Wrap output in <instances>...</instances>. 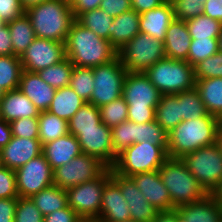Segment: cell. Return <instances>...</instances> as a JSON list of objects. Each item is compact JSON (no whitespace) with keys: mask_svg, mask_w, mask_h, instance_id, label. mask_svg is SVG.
<instances>
[{"mask_svg":"<svg viewBox=\"0 0 222 222\" xmlns=\"http://www.w3.org/2000/svg\"><path fill=\"white\" fill-rule=\"evenodd\" d=\"M99 110L102 123L110 128L128 120V105L123 96L99 107Z\"/></svg>","mask_w":222,"mask_h":222,"instance_id":"41","label":"cell"},{"mask_svg":"<svg viewBox=\"0 0 222 222\" xmlns=\"http://www.w3.org/2000/svg\"><path fill=\"white\" fill-rule=\"evenodd\" d=\"M40 112L19 89L5 92L0 99V119L9 123L19 118L38 117Z\"/></svg>","mask_w":222,"mask_h":222,"instance_id":"24","label":"cell"},{"mask_svg":"<svg viewBox=\"0 0 222 222\" xmlns=\"http://www.w3.org/2000/svg\"><path fill=\"white\" fill-rule=\"evenodd\" d=\"M37 38L65 43L75 20L69 2L49 0L25 10Z\"/></svg>","mask_w":222,"mask_h":222,"instance_id":"3","label":"cell"},{"mask_svg":"<svg viewBox=\"0 0 222 222\" xmlns=\"http://www.w3.org/2000/svg\"><path fill=\"white\" fill-rule=\"evenodd\" d=\"M13 44V54L21 57L36 38L32 24L24 13L21 17L7 23Z\"/></svg>","mask_w":222,"mask_h":222,"instance_id":"29","label":"cell"},{"mask_svg":"<svg viewBox=\"0 0 222 222\" xmlns=\"http://www.w3.org/2000/svg\"><path fill=\"white\" fill-rule=\"evenodd\" d=\"M111 140L114 153L117 156L136 143V123L127 120L111 128Z\"/></svg>","mask_w":222,"mask_h":222,"instance_id":"42","label":"cell"},{"mask_svg":"<svg viewBox=\"0 0 222 222\" xmlns=\"http://www.w3.org/2000/svg\"><path fill=\"white\" fill-rule=\"evenodd\" d=\"M191 40L186 21L174 19L169 25L165 40L163 41L165 56L171 59L186 61Z\"/></svg>","mask_w":222,"mask_h":222,"instance_id":"25","label":"cell"},{"mask_svg":"<svg viewBox=\"0 0 222 222\" xmlns=\"http://www.w3.org/2000/svg\"><path fill=\"white\" fill-rule=\"evenodd\" d=\"M108 167L97 157L81 153L53 171V185L67 190L99 177Z\"/></svg>","mask_w":222,"mask_h":222,"instance_id":"12","label":"cell"},{"mask_svg":"<svg viewBox=\"0 0 222 222\" xmlns=\"http://www.w3.org/2000/svg\"><path fill=\"white\" fill-rule=\"evenodd\" d=\"M122 96L128 105V121L143 124L155 120L161 94L144 73L127 72Z\"/></svg>","mask_w":222,"mask_h":222,"instance_id":"4","label":"cell"},{"mask_svg":"<svg viewBox=\"0 0 222 222\" xmlns=\"http://www.w3.org/2000/svg\"><path fill=\"white\" fill-rule=\"evenodd\" d=\"M127 70L117 56L112 61L93 67L94 89L89 103L98 108L122 96Z\"/></svg>","mask_w":222,"mask_h":222,"instance_id":"11","label":"cell"},{"mask_svg":"<svg viewBox=\"0 0 222 222\" xmlns=\"http://www.w3.org/2000/svg\"><path fill=\"white\" fill-rule=\"evenodd\" d=\"M65 58V43L36 37L20 57V61L23 70L38 72Z\"/></svg>","mask_w":222,"mask_h":222,"instance_id":"14","label":"cell"},{"mask_svg":"<svg viewBox=\"0 0 222 222\" xmlns=\"http://www.w3.org/2000/svg\"><path fill=\"white\" fill-rule=\"evenodd\" d=\"M81 153L79 141L70 133L42 145V154L53 170Z\"/></svg>","mask_w":222,"mask_h":222,"instance_id":"23","label":"cell"},{"mask_svg":"<svg viewBox=\"0 0 222 222\" xmlns=\"http://www.w3.org/2000/svg\"><path fill=\"white\" fill-rule=\"evenodd\" d=\"M3 166L2 164V159H1V154H0V168Z\"/></svg>","mask_w":222,"mask_h":222,"instance_id":"67","label":"cell"},{"mask_svg":"<svg viewBox=\"0 0 222 222\" xmlns=\"http://www.w3.org/2000/svg\"><path fill=\"white\" fill-rule=\"evenodd\" d=\"M17 198L0 199V222H14Z\"/></svg>","mask_w":222,"mask_h":222,"instance_id":"52","label":"cell"},{"mask_svg":"<svg viewBox=\"0 0 222 222\" xmlns=\"http://www.w3.org/2000/svg\"><path fill=\"white\" fill-rule=\"evenodd\" d=\"M218 52L222 53V30H221L219 38H218Z\"/></svg>","mask_w":222,"mask_h":222,"instance_id":"62","label":"cell"},{"mask_svg":"<svg viewBox=\"0 0 222 222\" xmlns=\"http://www.w3.org/2000/svg\"><path fill=\"white\" fill-rule=\"evenodd\" d=\"M25 13L19 0H0V18L9 23Z\"/></svg>","mask_w":222,"mask_h":222,"instance_id":"49","label":"cell"},{"mask_svg":"<svg viewBox=\"0 0 222 222\" xmlns=\"http://www.w3.org/2000/svg\"><path fill=\"white\" fill-rule=\"evenodd\" d=\"M175 210L178 212V222H222V205L213 194Z\"/></svg>","mask_w":222,"mask_h":222,"instance_id":"20","label":"cell"},{"mask_svg":"<svg viewBox=\"0 0 222 222\" xmlns=\"http://www.w3.org/2000/svg\"><path fill=\"white\" fill-rule=\"evenodd\" d=\"M175 19L172 2H164L158 7L140 14V32L161 41L165 40L169 25Z\"/></svg>","mask_w":222,"mask_h":222,"instance_id":"22","label":"cell"},{"mask_svg":"<svg viewBox=\"0 0 222 222\" xmlns=\"http://www.w3.org/2000/svg\"><path fill=\"white\" fill-rule=\"evenodd\" d=\"M139 20L140 14L134 9L123 12L113 19L109 28V42L117 51L140 32Z\"/></svg>","mask_w":222,"mask_h":222,"instance_id":"26","label":"cell"},{"mask_svg":"<svg viewBox=\"0 0 222 222\" xmlns=\"http://www.w3.org/2000/svg\"><path fill=\"white\" fill-rule=\"evenodd\" d=\"M118 57L127 72L144 73L157 61L166 57L164 43L139 32L118 51Z\"/></svg>","mask_w":222,"mask_h":222,"instance_id":"8","label":"cell"},{"mask_svg":"<svg viewBox=\"0 0 222 222\" xmlns=\"http://www.w3.org/2000/svg\"><path fill=\"white\" fill-rule=\"evenodd\" d=\"M218 52V39H192L187 62L195 66Z\"/></svg>","mask_w":222,"mask_h":222,"instance_id":"43","label":"cell"},{"mask_svg":"<svg viewBox=\"0 0 222 222\" xmlns=\"http://www.w3.org/2000/svg\"><path fill=\"white\" fill-rule=\"evenodd\" d=\"M201 100L208 114L222 118V78H208L195 80Z\"/></svg>","mask_w":222,"mask_h":222,"instance_id":"27","label":"cell"},{"mask_svg":"<svg viewBox=\"0 0 222 222\" xmlns=\"http://www.w3.org/2000/svg\"><path fill=\"white\" fill-rule=\"evenodd\" d=\"M6 24L1 18H0V28L3 27Z\"/></svg>","mask_w":222,"mask_h":222,"instance_id":"65","label":"cell"},{"mask_svg":"<svg viewBox=\"0 0 222 222\" xmlns=\"http://www.w3.org/2000/svg\"><path fill=\"white\" fill-rule=\"evenodd\" d=\"M0 154L3 166L15 171L42 154V145L39 138L12 136Z\"/></svg>","mask_w":222,"mask_h":222,"instance_id":"17","label":"cell"},{"mask_svg":"<svg viewBox=\"0 0 222 222\" xmlns=\"http://www.w3.org/2000/svg\"><path fill=\"white\" fill-rule=\"evenodd\" d=\"M168 158L167 150L162 145H152L148 141L134 143L117 155L111 169L123 176L159 170Z\"/></svg>","mask_w":222,"mask_h":222,"instance_id":"7","label":"cell"},{"mask_svg":"<svg viewBox=\"0 0 222 222\" xmlns=\"http://www.w3.org/2000/svg\"><path fill=\"white\" fill-rule=\"evenodd\" d=\"M152 222H178V212L175 209L158 212Z\"/></svg>","mask_w":222,"mask_h":222,"instance_id":"58","label":"cell"},{"mask_svg":"<svg viewBox=\"0 0 222 222\" xmlns=\"http://www.w3.org/2000/svg\"><path fill=\"white\" fill-rule=\"evenodd\" d=\"M180 100V110L183 121L197 119L208 114L203 101L194 87L176 94Z\"/></svg>","mask_w":222,"mask_h":222,"instance_id":"38","label":"cell"},{"mask_svg":"<svg viewBox=\"0 0 222 222\" xmlns=\"http://www.w3.org/2000/svg\"><path fill=\"white\" fill-rule=\"evenodd\" d=\"M207 0H173L174 17L176 20L187 21L203 14Z\"/></svg>","mask_w":222,"mask_h":222,"instance_id":"45","label":"cell"},{"mask_svg":"<svg viewBox=\"0 0 222 222\" xmlns=\"http://www.w3.org/2000/svg\"><path fill=\"white\" fill-rule=\"evenodd\" d=\"M4 91L0 88V99L4 96Z\"/></svg>","mask_w":222,"mask_h":222,"instance_id":"66","label":"cell"},{"mask_svg":"<svg viewBox=\"0 0 222 222\" xmlns=\"http://www.w3.org/2000/svg\"><path fill=\"white\" fill-rule=\"evenodd\" d=\"M182 160L208 194L222 183V154L216 143L199 148Z\"/></svg>","mask_w":222,"mask_h":222,"instance_id":"9","label":"cell"},{"mask_svg":"<svg viewBox=\"0 0 222 222\" xmlns=\"http://www.w3.org/2000/svg\"><path fill=\"white\" fill-rule=\"evenodd\" d=\"M191 39H218L222 30V22L205 14L186 21Z\"/></svg>","mask_w":222,"mask_h":222,"instance_id":"35","label":"cell"},{"mask_svg":"<svg viewBox=\"0 0 222 222\" xmlns=\"http://www.w3.org/2000/svg\"><path fill=\"white\" fill-rule=\"evenodd\" d=\"M43 216L68 206L67 192L56 185H51L31 197Z\"/></svg>","mask_w":222,"mask_h":222,"instance_id":"31","label":"cell"},{"mask_svg":"<svg viewBox=\"0 0 222 222\" xmlns=\"http://www.w3.org/2000/svg\"><path fill=\"white\" fill-rule=\"evenodd\" d=\"M212 194L214 195L217 202L222 205V183Z\"/></svg>","mask_w":222,"mask_h":222,"instance_id":"60","label":"cell"},{"mask_svg":"<svg viewBox=\"0 0 222 222\" xmlns=\"http://www.w3.org/2000/svg\"><path fill=\"white\" fill-rule=\"evenodd\" d=\"M174 209L203 199L208 193L181 158L168 157L158 170Z\"/></svg>","mask_w":222,"mask_h":222,"instance_id":"5","label":"cell"},{"mask_svg":"<svg viewBox=\"0 0 222 222\" xmlns=\"http://www.w3.org/2000/svg\"><path fill=\"white\" fill-rule=\"evenodd\" d=\"M69 86L85 102H89L94 89L93 68L74 66Z\"/></svg>","mask_w":222,"mask_h":222,"instance_id":"39","label":"cell"},{"mask_svg":"<svg viewBox=\"0 0 222 222\" xmlns=\"http://www.w3.org/2000/svg\"><path fill=\"white\" fill-rule=\"evenodd\" d=\"M219 127L220 119L211 114L181 121L168 133V157L182 159L199 148L215 144Z\"/></svg>","mask_w":222,"mask_h":222,"instance_id":"2","label":"cell"},{"mask_svg":"<svg viewBox=\"0 0 222 222\" xmlns=\"http://www.w3.org/2000/svg\"><path fill=\"white\" fill-rule=\"evenodd\" d=\"M78 222H97L96 220L93 219H80Z\"/></svg>","mask_w":222,"mask_h":222,"instance_id":"64","label":"cell"},{"mask_svg":"<svg viewBox=\"0 0 222 222\" xmlns=\"http://www.w3.org/2000/svg\"><path fill=\"white\" fill-rule=\"evenodd\" d=\"M164 3L163 0H131L132 9L139 14L154 9Z\"/></svg>","mask_w":222,"mask_h":222,"instance_id":"56","label":"cell"},{"mask_svg":"<svg viewBox=\"0 0 222 222\" xmlns=\"http://www.w3.org/2000/svg\"><path fill=\"white\" fill-rule=\"evenodd\" d=\"M102 124L100 110L92 103L85 102L79 110L68 121V130L76 135L79 130L97 129Z\"/></svg>","mask_w":222,"mask_h":222,"instance_id":"33","label":"cell"},{"mask_svg":"<svg viewBox=\"0 0 222 222\" xmlns=\"http://www.w3.org/2000/svg\"><path fill=\"white\" fill-rule=\"evenodd\" d=\"M73 67L71 61L65 58L60 63L39 70L37 73L45 83L58 89L69 86Z\"/></svg>","mask_w":222,"mask_h":222,"instance_id":"37","label":"cell"},{"mask_svg":"<svg viewBox=\"0 0 222 222\" xmlns=\"http://www.w3.org/2000/svg\"><path fill=\"white\" fill-rule=\"evenodd\" d=\"M102 0H71L69 3L72 9L74 19H76L80 14L99 9Z\"/></svg>","mask_w":222,"mask_h":222,"instance_id":"53","label":"cell"},{"mask_svg":"<svg viewBox=\"0 0 222 222\" xmlns=\"http://www.w3.org/2000/svg\"><path fill=\"white\" fill-rule=\"evenodd\" d=\"M99 9L115 18L132 9L131 0H102Z\"/></svg>","mask_w":222,"mask_h":222,"instance_id":"50","label":"cell"},{"mask_svg":"<svg viewBox=\"0 0 222 222\" xmlns=\"http://www.w3.org/2000/svg\"><path fill=\"white\" fill-rule=\"evenodd\" d=\"M111 178V168L99 177L66 190L68 205L83 219L97 220L105 183Z\"/></svg>","mask_w":222,"mask_h":222,"instance_id":"10","label":"cell"},{"mask_svg":"<svg viewBox=\"0 0 222 222\" xmlns=\"http://www.w3.org/2000/svg\"><path fill=\"white\" fill-rule=\"evenodd\" d=\"M53 171L43 154L15 170L19 197L31 198L41 190L53 185Z\"/></svg>","mask_w":222,"mask_h":222,"instance_id":"13","label":"cell"},{"mask_svg":"<svg viewBox=\"0 0 222 222\" xmlns=\"http://www.w3.org/2000/svg\"><path fill=\"white\" fill-rule=\"evenodd\" d=\"M40 111H47L56 89L45 83L37 72L23 70L18 88Z\"/></svg>","mask_w":222,"mask_h":222,"instance_id":"21","label":"cell"},{"mask_svg":"<svg viewBox=\"0 0 222 222\" xmlns=\"http://www.w3.org/2000/svg\"><path fill=\"white\" fill-rule=\"evenodd\" d=\"M22 71L20 57L0 56V88L4 92L18 89Z\"/></svg>","mask_w":222,"mask_h":222,"instance_id":"34","label":"cell"},{"mask_svg":"<svg viewBox=\"0 0 222 222\" xmlns=\"http://www.w3.org/2000/svg\"><path fill=\"white\" fill-rule=\"evenodd\" d=\"M83 104L85 101L70 86H67L56 89L47 111L68 122Z\"/></svg>","mask_w":222,"mask_h":222,"instance_id":"28","label":"cell"},{"mask_svg":"<svg viewBox=\"0 0 222 222\" xmlns=\"http://www.w3.org/2000/svg\"><path fill=\"white\" fill-rule=\"evenodd\" d=\"M75 137L82 153L97 157L108 168L114 165L117 156L112 145L110 127L102 123L97 129L79 130Z\"/></svg>","mask_w":222,"mask_h":222,"instance_id":"15","label":"cell"},{"mask_svg":"<svg viewBox=\"0 0 222 222\" xmlns=\"http://www.w3.org/2000/svg\"><path fill=\"white\" fill-rule=\"evenodd\" d=\"M155 120L167 133L183 121L180 110V100L176 94L161 95L156 107Z\"/></svg>","mask_w":222,"mask_h":222,"instance_id":"30","label":"cell"},{"mask_svg":"<svg viewBox=\"0 0 222 222\" xmlns=\"http://www.w3.org/2000/svg\"><path fill=\"white\" fill-rule=\"evenodd\" d=\"M39 140L41 145L63 137L69 133L68 122L58 116L41 111L38 116Z\"/></svg>","mask_w":222,"mask_h":222,"instance_id":"32","label":"cell"},{"mask_svg":"<svg viewBox=\"0 0 222 222\" xmlns=\"http://www.w3.org/2000/svg\"><path fill=\"white\" fill-rule=\"evenodd\" d=\"M12 132L10 123L0 119V150L6 146V144L11 140Z\"/></svg>","mask_w":222,"mask_h":222,"instance_id":"57","label":"cell"},{"mask_svg":"<svg viewBox=\"0 0 222 222\" xmlns=\"http://www.w3.org/2000/svg\"><path fill=\"white\" fill-rule=\"evenodd\" d=\"M19 1H20L22 8L24 10H27L28 8H30L32 6L41 4V3L45 2V1H49V0H19Z\"/></svg>","mask_w":222,"mask_h":222,"instance_id":"59","label":"cell"},{"mask_svg":"<svg viewBox=\"0 0 222 222\" xmlns=\"http://www.w3.org/2000/svg\"><path fill=\"white\" fill-rule=\"evenodd\" d=\"M137 188L143 193L144 198L159 212L171 211V197L163 184L158 170L139 173L131 176Z\"/></svg>","mask_w":222,"mask_h":222,"instance_id":"18","label":"cell"},{"mask_svg":"<svg viewBox=\"0 0 222 222\" xmlns=\"http://www.w3.org/2000/svg\"><path fill=\"white\" fill-rule=\"evenodd\" d=\"M216 144L218 145L220 152L222 154V128L219 127L217 138H216Z\"/></svg>","mask_w":222,"mask_h":222,"instance_id":"61","label":"cell"},{"mask_svg":"<svg viewBox=\"0 0 222 222\" xmlns=\"http://www.w3.org/2000/svg\"><path fill=\"white\" fill-rule=\"evenodd\" d=\"M12 136L39 138L38 117H24L10 122Z\"/></svg>","mask_w":222,"mask_h":222,"instance_id":"47","label":"cell"},{"mask_svg":"<svg viewBox=\"0 0 222 222\" xmlns=\"http://www.w3.org/2000/svg\"><path fill=\"white\" fill-rule=\"evenodd\" d=\"M222 78V53L217 52L194 66L195 80Z\"/></svg>","mask_w":222,"mask_h":222,"instance_id":"44","label":"cell"},{"mask_svg":"<svg viewBox=\"0 0 222 222\" xmlns=\"http://www.w3.org/2000/svg\"><path fill=\"white\" fill-rule=\"evenodd\" d=\"M131 219L127 201L119 185L110 178L104 185L99 217L96 221H125Z\"/></svg>","mask_w":222,"mask_h":222,"instance_id":"19","label":"cell"},{"mask_svg":"<svg viewBox=\"0 0 222 222\" xmlns=\"http://www.w3.org/2000/svg\"><path fill=\"white\" fill-rule=\"evenodd\" d=\"M148 141L152 145H162L168 149V133L156 121L136 123V143Z\"/></svg>","mask_w":222,"mask_h":222,"instance_id":"40","label":"cell"},{"mask_svg":"<svg viewBox=\"0 0 222 222\" xmlns=\"http://www.w3.org/2000/svg\"><path fill=\"white\" fill-rule=\"evenodd\" d=\"M164 2H172L173 0H163Z\"/></svg>","mask_w":222,"mask_h":222,"instance_id":"68","label":"cell"},{"mask_svg":"<svg viewBox=\"0 0 222 222\" xmlns=\"http://www.w3.org/2000/svg\"><path fill=\"white\" fill-rule=\"evenodd\" d=\"M144 74L161 95H175L195 87L194 67L187 61L163 58Z\"/></svg>","mask_w":222,"mask_h":222,"instance_id":"6","label":"cell"},{"mask_svg":"<svg viewBox=\"0 0 222 222\" xmlns=\"http://www.w3.org/2000/svg\"><path fill=\"white\" fill-rule=\"evenodd\" d=\"M18 197L15 171L2 166L0 168V199Z\"/></svg>","mask_w":222,"mask_h":222,"instance_id":"48","label":"cell"},{"mask_svg":"<svg viewBox=\"0 0 222 222\" xmlns=\"http://www.w3.org/2000/svg\"><path fill=\"white\" fill-rule=\"evenodd\" d=\"M97 222H113V221H97ZM118 222H137V221L134 220V219H128V220H125V221H118Z\"/></svg>","mask_w":222,"mask_h":222,"instance_id":"63","label":"cell"},{"mask_svg":"<svg viewBox=\"0 0 222 222\" xmlns=\"http://www.w3.org/2000/svg\"><path fill=\"white\" fill-rule=\"evenodd\" d=\"M220 127L222 128V118L220 119Z\"/></svg>","mask_w":222,"mask_h":222,"instance_id":"69","label":"cell"},{"mask_svg":"<svg viewBox=\"0 0 222 222\" xmlns=\"http://www.w3.org/2000/svg\"><path fill=\"white\" fill-rule=\"evenodd\" d=\"M111 178L119 185L121 193L127 201L131 219L137 222H152L159 211L144 198L133 179L115 173L112 169Z\"/></svg>","mask_w":222,"mask_h":222,"instance_id":"16","label":"cell"},{"mask_svg":"<svg viewBox=\"0 0 222 222\" xmlns=\"http://www.w3.org/2000/svg\"><path fill=\"white\" fill-rule=\"evenodd\" d=\"M44 216L31 198L18 197L14 222H43Z\"/></svg>","mask_w":222,"mask_h":222,"instance_id":"46","label":"cell"},{"mask_svg":"<svg viewBox=\"0 0 222 222\" xmlns=\"http://www.w3.org/2000/svg\"><path fill=\"white\" fill-rule=\"evenodd\" d=\"M65 54L74 66L93 68L115 59L118 51L108 40L74 20L65 41Z\"/></svg>","mask_w":222,"mask_h":222,"instance_id":"1","label":"cell"},{"mask_svg":"<svg viewBox=\"0 0 222 222\" xmlns=\"http://www.w3.org/2000/svg\"><path fill=\"white\" fill-rule=\"evenodd\" d=\"M82 219L69 205L44 216L43 222H78Z\"/></svg>","mask_w":222,"mask_h":222,"instance_id":"51","label":"cell"},{"mask_svg":"<svg viewBox=\"0 0 222 222\" xmlns=\"http://www.w3.org/2000/svg\"><path fill=\"white\" fill-rule=\"evenodd\" d=\"M13 54V44L10 38V31L7 23L0 28V56Z\"/></svg>","mask_w":222,"mask_h":222,"instance_id":"54","label":"cell"},{"mask_svg":"<svg viewBox=\"0 0 222 222\" xmlns=\"http://www.w3.org/2000/svg\"><path fill=\"white\" fill-rule=\"evenodd\" d=\"M203 14L222 22V0H207L204 5Z\"/></svg>","mask_w":222,"mask_h":222,"instance_id":"55","label":"cell"},{"mask_svg":"<svg viewBox=\"0 0 222 222\" xmlns=\"http://www.w3.org/2000/svg\"><path fill=\"white\" fill-rule=\"evenodd\" d=\"M113 19L105 11L95 9L80 14L75 20L100 38L109 41V28L113 23Z\"/></svg>","mask_w":222,"mask_h":222,"instance_id":"36","label":"cell"}]
</instances>
